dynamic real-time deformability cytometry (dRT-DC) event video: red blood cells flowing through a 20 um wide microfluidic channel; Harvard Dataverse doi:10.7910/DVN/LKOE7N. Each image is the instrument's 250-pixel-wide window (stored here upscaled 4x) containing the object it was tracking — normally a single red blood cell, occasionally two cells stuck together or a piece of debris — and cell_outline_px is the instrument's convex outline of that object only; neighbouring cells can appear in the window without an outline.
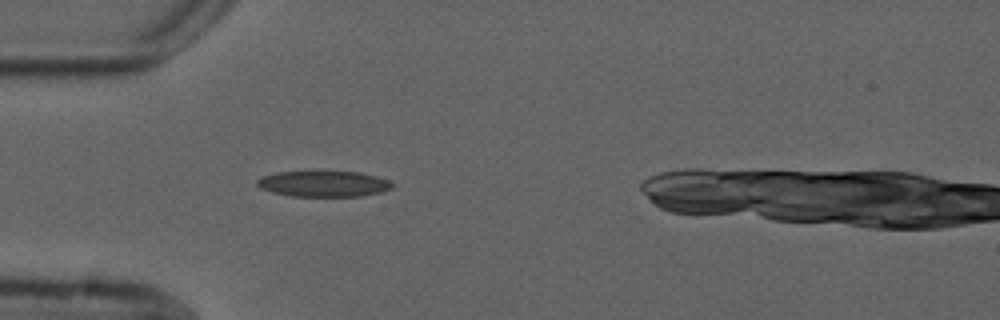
{"species": "common noctule bat (a hibernating species)", "species_latin": "Nyctalus noctula", "temperature_condition": "cold", "stored_images_in_passage": 5, "camera_frame_rate_fps": 3000, "um_per_image_px": 0.085, "animal": {"sex": "male", "forearm_length_mm": 52.5}, "frame": {"image": 1, "passage_image": 4, "time_ms": 4.0, "image_size_px": [1000, 320], "cell_outline_px": [[392, 188], [380, 192], [360, 196], [292, 196], [272, 192], [260, 188], [256, 184], [256, 180], [260, 176], [276, 172], [356, 172], [376, 176], [388, 180], [392, 184]], "centroid_in_image_um": [27.45, 15.62], "position_along_channel_um": 57.6, "area_um2": 20.17}}